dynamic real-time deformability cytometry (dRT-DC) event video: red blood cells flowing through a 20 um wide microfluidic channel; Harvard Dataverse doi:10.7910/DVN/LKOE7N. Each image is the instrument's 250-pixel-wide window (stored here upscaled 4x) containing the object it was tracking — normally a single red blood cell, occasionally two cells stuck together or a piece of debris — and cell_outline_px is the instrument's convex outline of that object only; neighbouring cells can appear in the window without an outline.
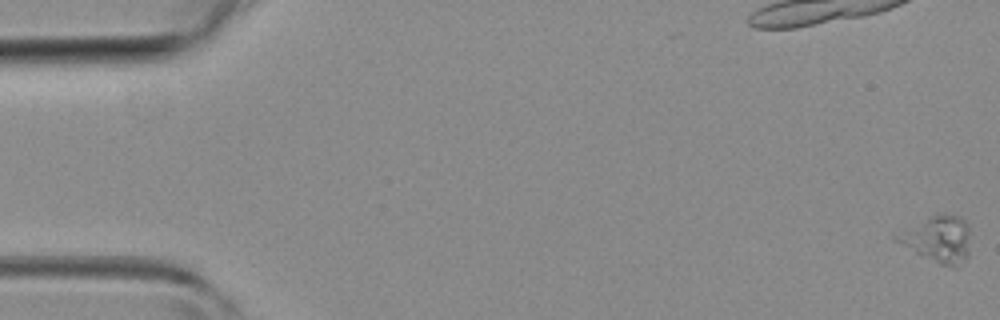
{"species": "common noctule bat (a hibernating species)", "species_latin": "Nyctalus noctula", "temperature_condition": "room temperature", "stored_images_in_passage": 45, "camera_frame_rate_fps": 3000, "um_per_image_px": 0.085, "animal": {"sex": "female", "body_mass_g": 19.3, "forearm_length_mm": 54.1}, "frame": {"image": 1, "passage_image": 1, "time_ms": 0.0, "image_size_px": [1000, 320], "cell_outline_px": [[968, 256], [956, 268], [952, 268], [940, 264], [916, 252], [896, 240], [892, 236], [892, 232], [932, 216], [944, 212], [960, 216], [968, 224]], "centroid_in_image_um": [79.7, 20.29], "position_along_channel_um": 5.3, "area_um2": 19.94}}
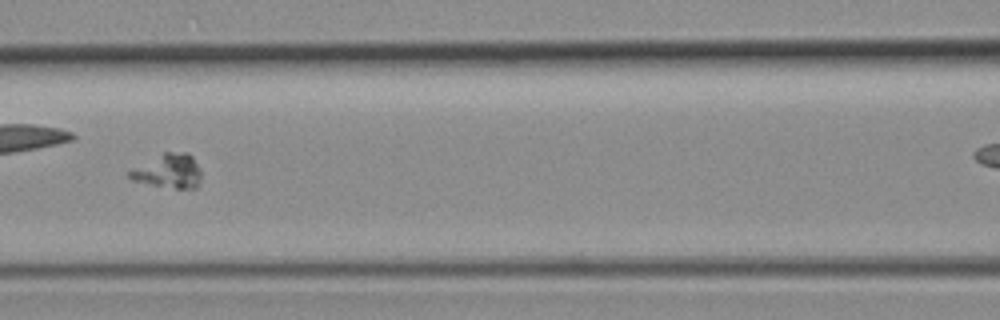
{"frame": {"image": 2, "passage_image": 20, "time_ms": 6.333, "image_size_px": [1000, 320], "cell_outline_px": [[200, 180], [196, 188], [176, 188], [152, 184], [132, 180], [128, 176], [128, 172], [132, 168], [164, 152], [188, 152], [192, 156], [200, 168]], "centroid_in_image_um": [14.33, 14.52], "position_along_channel_um": 152.3, "area_um2": 14.1}}